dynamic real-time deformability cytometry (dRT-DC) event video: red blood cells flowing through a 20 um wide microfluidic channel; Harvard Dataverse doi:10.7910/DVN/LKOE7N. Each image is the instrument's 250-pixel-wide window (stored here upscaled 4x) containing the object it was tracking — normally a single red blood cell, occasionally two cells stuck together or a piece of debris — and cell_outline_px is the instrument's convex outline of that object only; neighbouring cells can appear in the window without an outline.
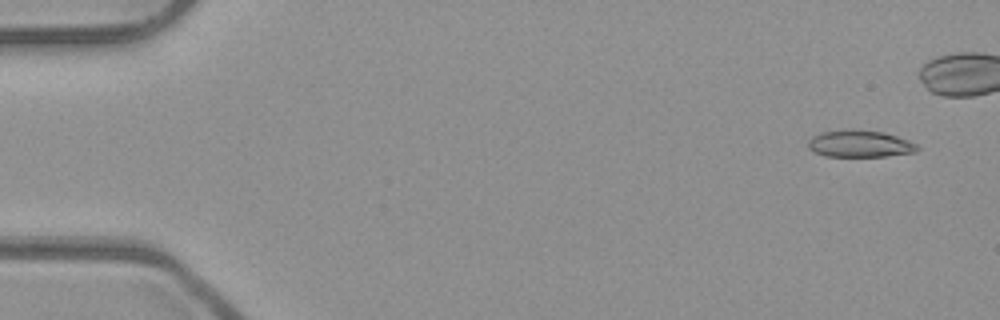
{"species": "common noctule bat (a hibernating species)", "species_latin": "Nyctalus noctula", "temperature_condition": "room temperature", "stored_images_in_passage": 7, "camera_frame_rate_fps": 3000, "um_per_image_px": 0.085, "animal": {"sex": "male", "body_mass_g": 23.1, "forearm_length_mm": 52.7}, "frame": {"image": 1, "passage_image": 1, "time_ms": 0.0, "image_size_px": [1000, 320], "cell_outline_px": [[920, 148], [916, 152], [888, 156], [824, 156], [808, 148], [808, 140], [812, 136], [820, 132], [884, 132], [908, 140], [916, 144]], "centroid_in_image_um": [73.11, 12.27], "position_along_channel_um": 11.9, "area_um2": 16.42}}
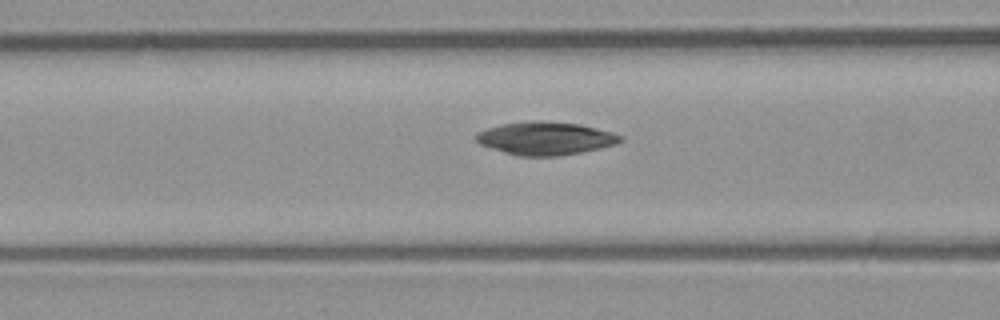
{"frame": {"image": 2, "passage_image": 7, "time_ms": 2.0, "image_size_px": [1000, 320], "cell_outline_px": [[624, 140], [616, 144], [600, 148], [560, 156], [516, 156], [480, 144], [476, 140], [476, 132], [488, 128], [504, 124], [528, 120], [536, 120], [580, 124], [612, 132], [624, 136]], "centroid_in_image_um": [46.39, 11.76], "position_along_channel_um": 120.2, "area_um2": 27.8}}